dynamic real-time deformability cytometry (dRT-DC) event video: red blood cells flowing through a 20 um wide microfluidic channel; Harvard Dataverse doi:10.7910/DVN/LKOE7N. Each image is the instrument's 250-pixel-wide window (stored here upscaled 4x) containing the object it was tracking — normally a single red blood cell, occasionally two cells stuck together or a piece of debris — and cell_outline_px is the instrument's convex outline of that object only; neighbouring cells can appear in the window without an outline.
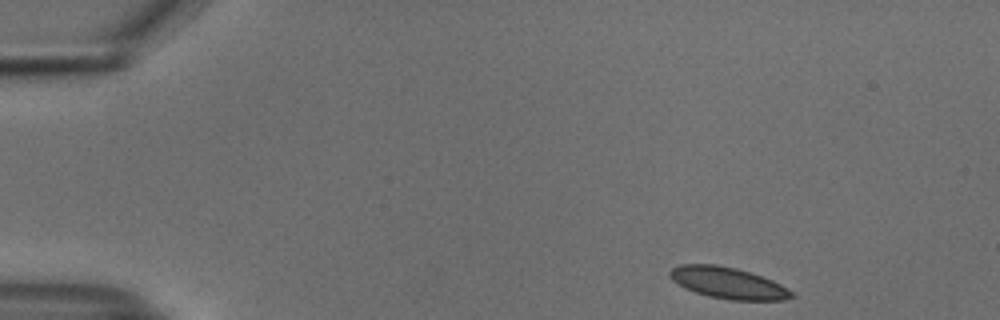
{"species": "common noctule bat (a hibernating species)", "species_latin": "Nyctalus noctula", "temperature_condition": "cold", "stored_images_in_passage": 48, "camera_frame_rate_fps": 3000, "um_per_image_px": 0.085, "animal": {"sex": "male", "body_mass_g": 18.8}, "frame": {"image": 1, "passage_image": 1, "time_ms": 0.0, "image_size_px": [1000, 320], "cell_outline_px": [[796, 296], [784, 300], [732, 300], [708, 296], [684, 288], [672, 280], [668, 276], [668, 272], [672, 268], [680, 264], [716, 264], [736, 268], [772, 280], [780, 284], [792, 292]], "centroid_in_image_um": [61.84, 24.05], "position_along_channel_um": 23.2, "area_um2": 22.2}}
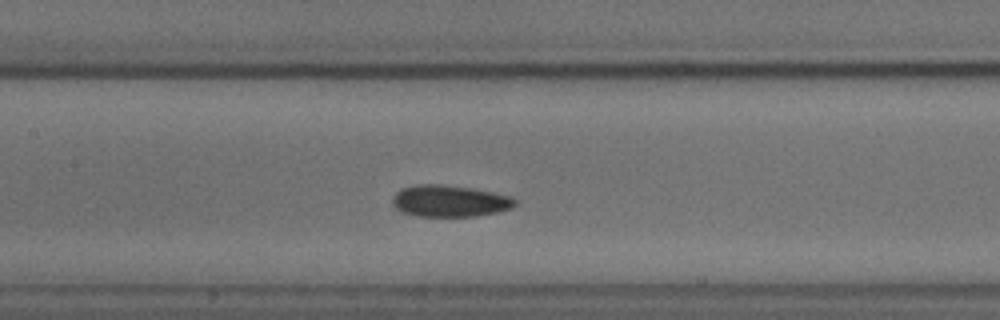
{"frame": {"image": 2, "passage_image": 20, "time_ms": 6.333, "image_size_px": [1000, 320], "cell_outline_px": [[516, 204], [512, 208], [496, 212], [476, 216], [416, 216], [400, 212], [392, 204], [392, 196], [396, 192], [404, 188], [416, 184], [440, 184], [468, 188], [492, 192], [512, 196], [516, 200]], "centroid_in_image_um": [38.19, 17.09], "position_along_channel_um": 169.2, "area_um2": 22.6}}
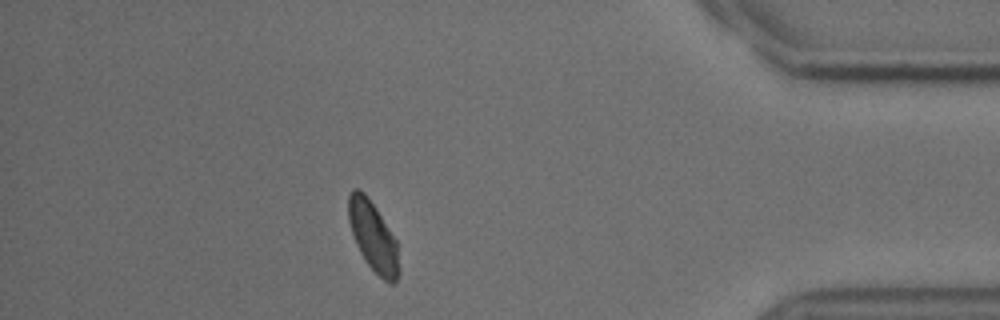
{"frame": {"image": 3, "passage_image": 42, "time_ms": 13.667, "image_size_px": [1000, 320], "cell_outline_px": [[400, 276], [392, 284], [388, 284], [368, 264], [360, 252], [356, 244], [348, 220], [348, 196], [352, 188], [356, 188], [364, 192], [376, 208], [396, 240], [400, 268]], "centroid_in_image_um": [31.72, 20.11], "position_along_channel_um": 403.5, "area_um2": 20.46}, "authors_computed_cell_mechanics": {"area_um2": 22.0218, "velocity_mm_per_s": 3.7105, "shape_relaxation_time_tau1_ms": 4.832, "shape_relaxation_time_tau2_ms": 2.1092, "deformation_change_tau1": 0.0756, "deformation_change_tau2": 0.0569}}